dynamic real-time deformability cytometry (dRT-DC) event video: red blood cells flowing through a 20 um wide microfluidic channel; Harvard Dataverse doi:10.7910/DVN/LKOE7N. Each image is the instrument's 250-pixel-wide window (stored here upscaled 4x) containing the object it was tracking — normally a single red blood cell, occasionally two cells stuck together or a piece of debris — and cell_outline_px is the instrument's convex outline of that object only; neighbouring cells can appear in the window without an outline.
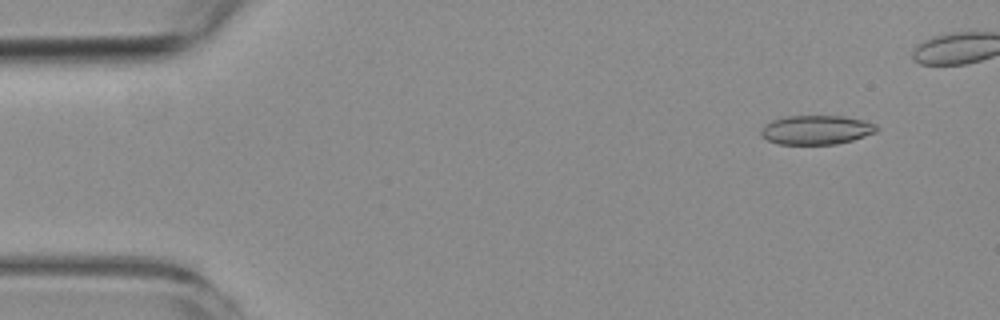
{"species": "common noctule bat (a hibernating species)", "species_latin": "Nyctalus noctula", "temperature_condition": "room temperature", "stored_images_in_passage": 4, "segment_of_instrument_passage": [2, 2], "camera_frame_rate_fps": 3000, "um_per_image_px": 0.085, "animal": {"sex": "female", "body_mass_g": 19.3, "forearm_length_mm": 54.1}, "frame": {"image": 1, "passage_image": 4, "time_ms": 4.333, "image_size_px": [1000, 320], "cell_outline_px": [[880, 128], [876, 132], [852, 140], [836, 144], [780, 144], [768, 140], [760, 136], [760, 128], [764, 124], [772, 120], [784, 116], [844, 116], [864, 120], [876, 124]], "centroid_in_image_um": [69.37, 11.03], "position_along_channel_um": 15.6, "area_um2": 19.83}}